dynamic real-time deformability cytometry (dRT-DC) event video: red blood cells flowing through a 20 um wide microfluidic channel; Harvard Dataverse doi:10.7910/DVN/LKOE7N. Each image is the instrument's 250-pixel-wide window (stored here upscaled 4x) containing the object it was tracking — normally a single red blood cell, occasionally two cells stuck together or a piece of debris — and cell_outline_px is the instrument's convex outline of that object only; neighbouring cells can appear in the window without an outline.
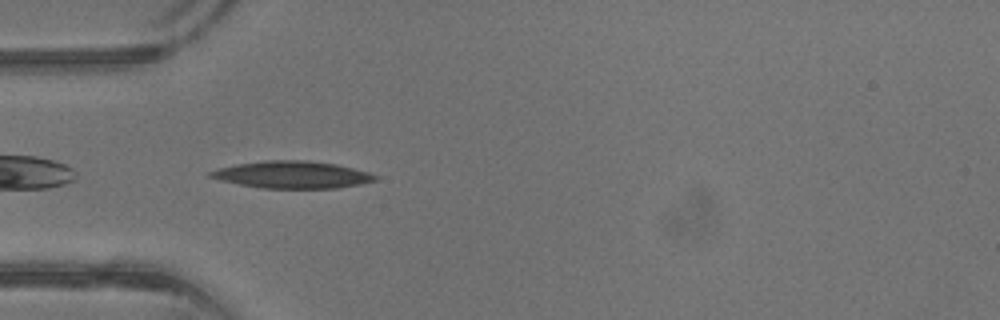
{"species": "common noctule bat (a hibernating species)", "species_latin": "Nyctalus noctula", "temperature_condition": "warm", "stored_images_in_passage": 31, "camera_frame_rate_fps": 3000, "um_per_image_px": 0.085, "animal": {"sex": "male", "body_mass_g": 13.3}, "frame": {"image": 1, "passage_image": 2, "time_ms": 0.333, "image_size_px": [1000, 320], "cell_outline_px": [[380, 180], [360, 184], [336, 188], [264, 188], [240, 184], [220, 180], [208, 176], [208, 172], [220, 168], [236, 164], [264, 160], [308, 160], [336, 164], [368, 172], [380, 176]], "centroid_in_image_um": [24.89, 14.84], "position_along_channel_um": 60.1, "area_um2": 26.07}}
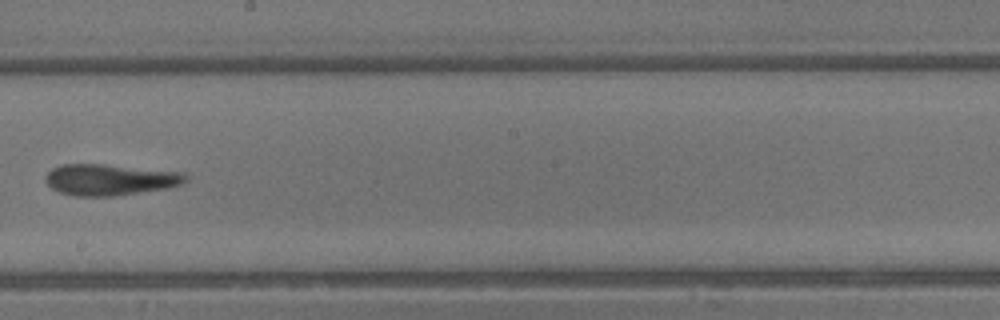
{"frame": {"image": 2, "passage_image": 13, "time_ms": 4.0, "image_size_px": [1000, 320], "cell_outline_px": [[188, 180], [184, 184], [168, 188], [116, 196], [76, 196], [60, 192], [52, 188], [44, 180], [44, 176], [52, 168], [60, 164], [104, 164], [184, 172], [188, 176]], "centroid_in_image_um": [9.37, 15.27], "position_along_channel_um": 238.8, "area_um2": 25.78}}
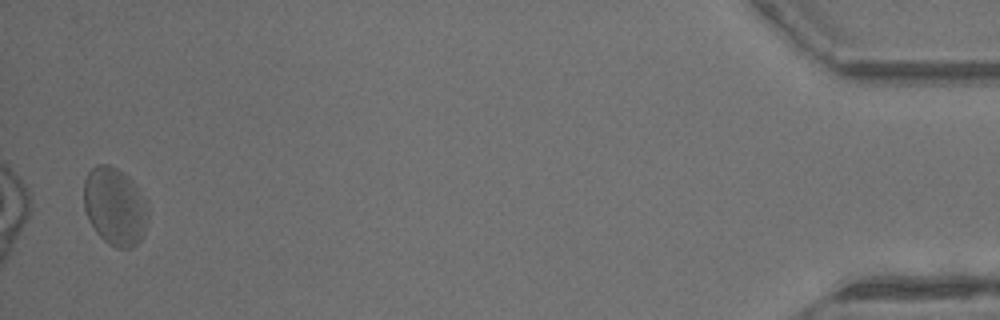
{"frame": {"image": 3, "passage_image": 30, "time_ms": 9.667, "image_size_px": [1000, 320], "cell_outline_px": [[148, 220], [144, 232], [140, 240], [132, 248], [116, 248], [108, 244], [96, 232], [84, 208], [84, 180], [88, 172], [96, 164], [108, 164], [116, 168], [128, 176], [132, 180], [148, 208]], "centroid_in_image_um": [9.76, 17.55], "position_along_channel_um": 425.4, "area_um2": 28.96}, "authors_computed_cell_mechanics": {"area_um2": 25.721, "velocity_mm_per_s": 4.9406, "shape_relaxation_time_tau1_ms": null, "shape_relaxation_time_tau2_ms": 3.4001, "deformation_change_tau1": null, "deformation_change_tau2": 0.1484}}